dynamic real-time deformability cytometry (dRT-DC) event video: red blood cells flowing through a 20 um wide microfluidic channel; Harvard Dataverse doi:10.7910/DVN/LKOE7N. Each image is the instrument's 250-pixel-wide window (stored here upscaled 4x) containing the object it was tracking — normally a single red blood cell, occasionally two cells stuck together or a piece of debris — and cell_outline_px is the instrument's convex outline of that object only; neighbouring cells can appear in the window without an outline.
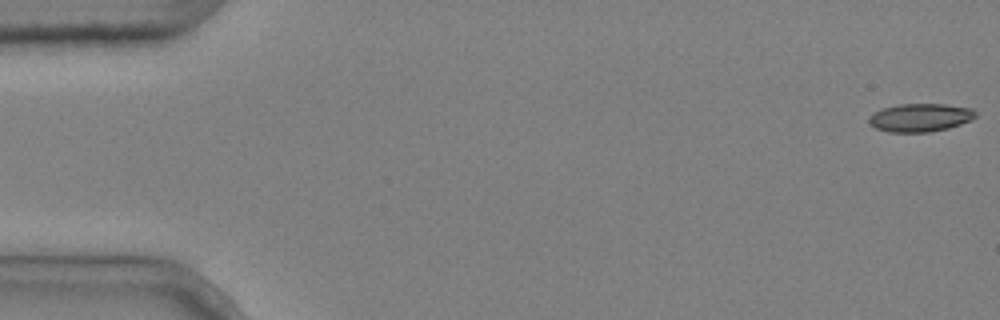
{"species": "common noctule bat (a hibernating species)", "species_latin": "Nyctalus noctula", "temperature_condition": "cold", "stored_images_in_passage": 6, "camera_frame_rate_fps": 3000, "um_per_image_px": 0.085, "animal": {"sex": "male", "body_mass_g": 20.4}, "frame": {"image": 1, "passage_image": 1, "time_ms": 0.0, "image_size_px": [1000, 320], "cell_outline_px": [[976, 116], [972, 120], [948, 128], [928, 132], [888, 132], [876, 128], [868, 124], [868, 116], [884, 108], [900, 104], [944, 104], [972, 108], [976, 112]], "centroid_in_image_um": [78.22, 10.0], "position_along_channel_um": 6.8, "area_um2": 17.51}}